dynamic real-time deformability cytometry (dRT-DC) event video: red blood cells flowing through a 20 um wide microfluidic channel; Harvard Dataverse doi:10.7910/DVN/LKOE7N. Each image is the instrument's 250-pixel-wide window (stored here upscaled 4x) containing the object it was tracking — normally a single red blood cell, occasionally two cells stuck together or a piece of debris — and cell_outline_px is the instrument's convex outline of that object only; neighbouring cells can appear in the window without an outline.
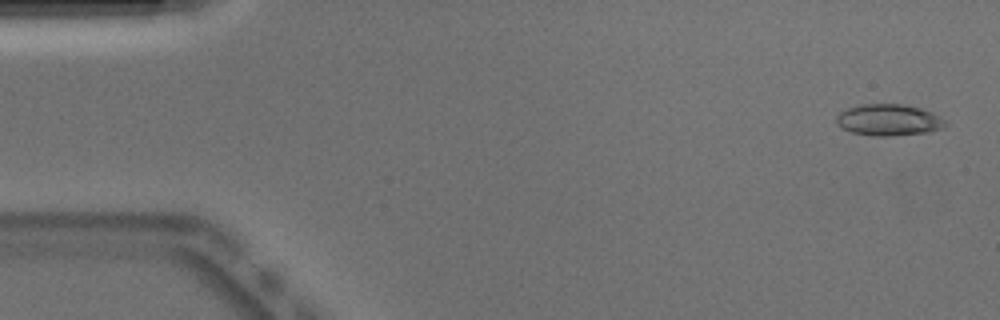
{"species": "Egyptian fruit bat (a non-hibernating species)", "species_latin": "Rousettus aegyptiacus", "temperature_condition": "warm", "stored_images_in_passage": 51, "camera_frame_rate_fps": 3000, "um_per_image_px": 0.085, "animal": {"sex": "male"}, "frame": {"image": 1, "passage_image": 2, "time_ms": 0.333, "image_size_px": [1000, 320], "cell_outline_px": [[948, 124], [940, 128], [928, 132], [892, 136], [872, 136], [852, 132], [836, 124], [836, 116], [840, 112], [848, 108], [860, 104], [904, 104], [920, 108], [932, 112], [948, 120]], "centroid_in_image_um": [75.56, 10.19], "position_along_channel_um": 9.4, "area_um2": 20.11}}
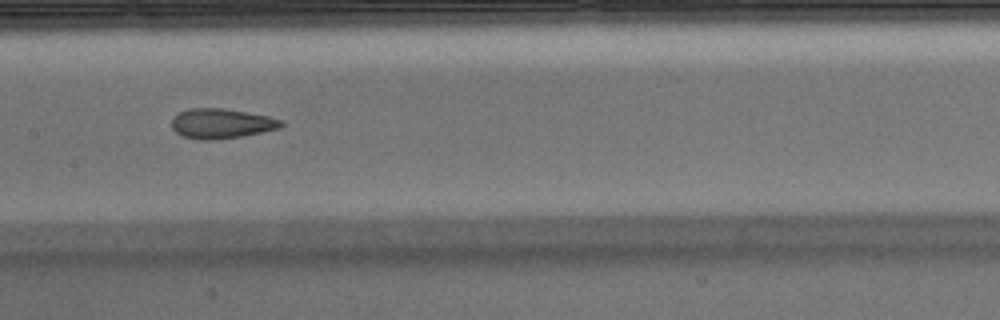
{"frame": {"image": 2, "passage_image": 25, "time_ms": 8.0, "image_size_px": [1000, 320], "cell_outline_px": [[284, 124], [280, 128], [240, 136], [212, 140], [200, 140], [180, 136], [172, 128], [172, 120], [180, 112], [188, 108], [224, 108], [268, 116], [284, 120]], "centroid_in_image_um": [18.81, 10.5], "position_along_channel_um": 188.6, "area_um2": 19.02}}
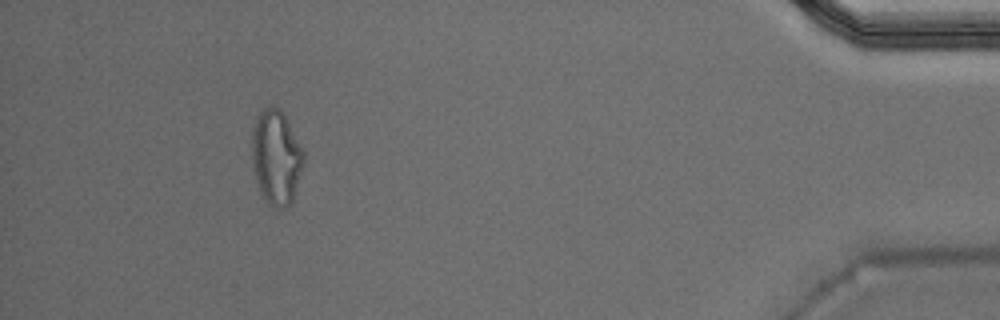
{"frame": {"image": 3, "passage_image": 47, "time_ms": 15.333, "image_size_px": [1000, 320], "cell_outline_px": [[304, 164], [292, 200], [284, 208], [272, 208], [268, 204], [256, 180], [252, 164], [252, 128], [260, 112], [268, 104], [272, 104], [280, 108], [304, 152]], "centroid_in_image_um": [23.47, 13.34], "position_along_channel_um": 411.7, "area_um2": 28.32}, "authors_computed_cell_mechanics": {"area_um2": 19.8832, "velocity_mm_per_s": 3.9128, "shape_relaxation_time_tau1_ms": null, "shape_relaxation_time_tau2_ms": 1.9912, "deformation_change_tau1": null, "deformation_change_tau2": 0.0977}}